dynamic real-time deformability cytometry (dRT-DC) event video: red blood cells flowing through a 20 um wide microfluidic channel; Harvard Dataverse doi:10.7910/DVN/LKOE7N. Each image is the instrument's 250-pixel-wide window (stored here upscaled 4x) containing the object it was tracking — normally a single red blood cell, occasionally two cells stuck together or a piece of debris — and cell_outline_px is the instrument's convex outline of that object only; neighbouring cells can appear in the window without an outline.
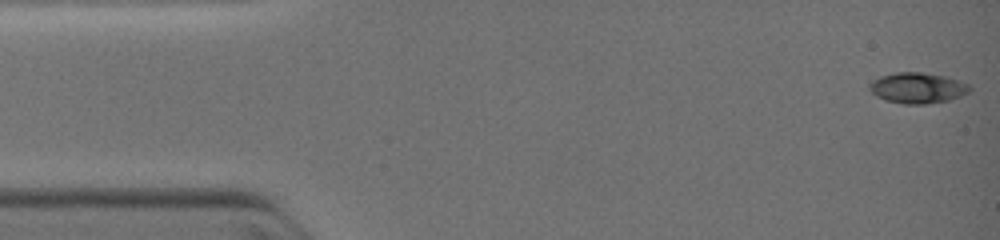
{"species": "common noctule bat (a hibernating species)", "species_latin": "Nyctalus noctula", "temperature_condition": "warm", "stored_images_in_passage": 9, "camera_frame_rate_fps": 3000, "um_per_image_px": 0.085, "animal": {"sex": "female", "body_mass_g": 19.0, "forearm_length_mm": 51.5}, "frame": {"image": 1, "passage_image": 1, "time_ms": 0.0, "image_size_px": [1000, 240], "cell_outline_px": [[972, 88], [968, 92], [960, 96], [948, 100], [924, 104], [904, 104], [884, 100], [876, 96], [868, 88], [868, 84], [872, 80], [880, 76], [896, 72], [920, 72], [944, 76], [968, 84]], "centroid_in_image_um": [77.94, 7.47], "position_along_channel_um": 7.1, "area_um2": 17.86}}
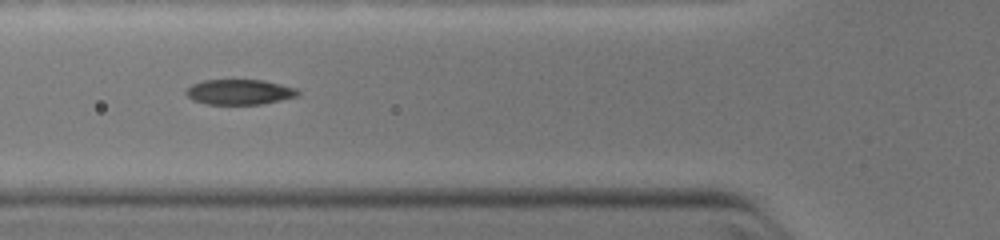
{"frame": {"image": 2, "passage_image": 8, "time_ms": 4.333, "image_size_px": [1000, 240], "cell_outline_px": [[300, 96], [264, 104], [204, 104], [192, 100], [184, 92], [192, 84], [204, 80], [264, 80], [296, 88], [300, 92]], "centroid_in_image_um": [20.38, 7.82], "position_along_channel_um": 105.4, "area_um2": 16.59}}
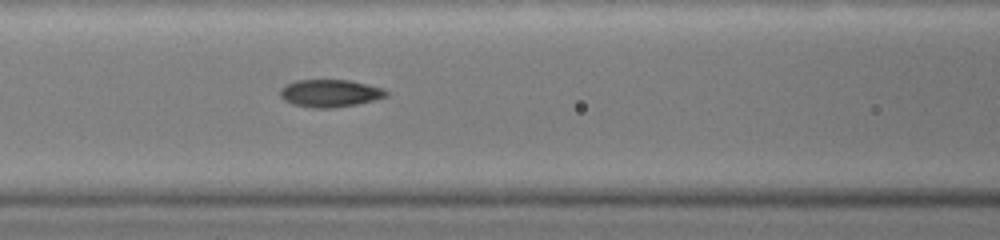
{"frame": {"image": 3, "passage_image": 9, "time_ms": 5.0, "image_size_px": [1000, 240], "cell_outline_px": [[388, 96], [376, 100], [356, 104], [332, 108], [312, 108], [292, 104], [284, 100], [280, 96], [280, 88], [296, 80], [348, 80], [384, 88], [388, 92]], "centroid_in_image_um": [28.06, 7.93], "position_along_channel_um": 138.5, "area_um2": 17.05}}